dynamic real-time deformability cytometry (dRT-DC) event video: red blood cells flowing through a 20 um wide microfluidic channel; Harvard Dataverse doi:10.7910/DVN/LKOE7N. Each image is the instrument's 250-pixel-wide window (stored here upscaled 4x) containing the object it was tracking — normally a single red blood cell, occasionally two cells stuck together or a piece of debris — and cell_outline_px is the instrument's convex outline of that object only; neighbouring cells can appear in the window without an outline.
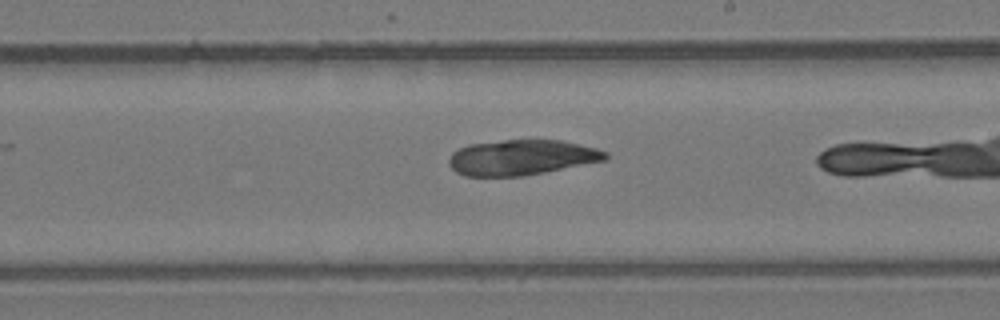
{"species": "common noctule bat (a hibernating species)", "species_latin": "Nyctalus noctula", "temperature_condition": "room temperature", "stored_images_in_passage": 8, "segment_of_instrument_passage": [2, 2], "camera_frame_rate_fps": 3000, "um_per_image_px": 0.085, "animal": {"sex": "female", "body_mass_g": 24.6, "forearm_length_mm": 56.2}, "frame": {"image": 1, "passage_image": 8, "time_ms": 2.333, "image_size_px": [1000, 320], "cell_outline_px": [[608, 160], [524, 176], [464, 176], [456, 172], [448, 164], [448, 160], [452, 152], [468, 144], [504, 140], [560, 140], [596, 148], [608, 152]], "centroid_in_image_um": [44.34, 13.39], "position_along_channel_um": 244.7, "area_um2": 32.37}}